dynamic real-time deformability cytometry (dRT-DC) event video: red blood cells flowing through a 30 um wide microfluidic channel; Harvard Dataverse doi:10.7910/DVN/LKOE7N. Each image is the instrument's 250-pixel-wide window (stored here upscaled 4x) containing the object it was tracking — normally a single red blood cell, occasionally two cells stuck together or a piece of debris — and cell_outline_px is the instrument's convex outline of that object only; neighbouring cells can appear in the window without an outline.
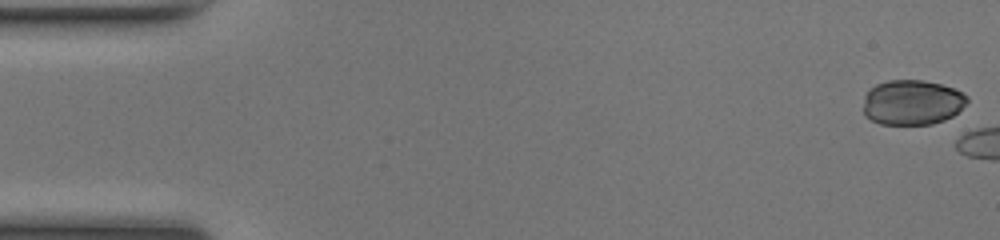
{"species": "common noctule bat (a hibernating species)", "species_latin": "Nyctalus noctula", "temperature_condition": "room temperature", "stored_images_in_passage": 5, "camera_frame_rate_fps": 3000, "um_per_image_px": 0.085, "animal": {"sex": "female", "body_mass_g": 17.0, "forearm_length_mm": 48.0}, "frame": {"image": 1, "passage_image": 1, "time_ms": 0.0, "image_size_px": [1000, 240], "cell_outline_px": [[968, 100], [952, 116], [944, 120], [932, 124], [880, 124], [864, 116], [864, 96], [876, 84], [888, 80], [924, 80], [940, 84], [952, 88], [968, 96]], "centroid_in_image_um": [77.5, 8.7], "position_along_channel_um": 7.5, "area_um2": 27.05}}